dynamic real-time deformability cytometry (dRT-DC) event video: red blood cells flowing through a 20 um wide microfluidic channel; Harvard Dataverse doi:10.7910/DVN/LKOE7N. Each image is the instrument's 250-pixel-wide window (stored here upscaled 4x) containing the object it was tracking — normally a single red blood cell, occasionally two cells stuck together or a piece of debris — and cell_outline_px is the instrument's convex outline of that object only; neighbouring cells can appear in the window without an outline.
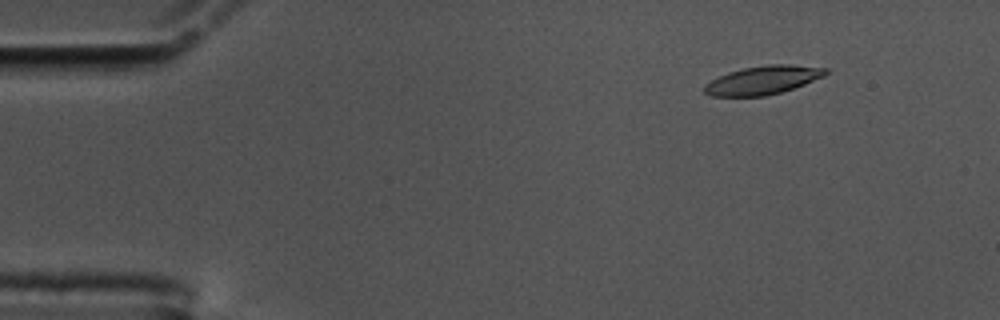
{"species": "common noctule bat (a hibernating species)", "species_latin": "Nyctalus noctula", "temperature_condition": "cold", "stored_images_in_passage": 54, "camera_frame_rate_fps": 3000, "um_per_image_px": 0.085, "animal": {"sex": "male", "body_mass_g": 17.5, "forearm_length_mm": 52.3}, "frame": {"image": 1, "passage_image": 3, "time_ms": 0.667, "image_size_px": [1000, 320], "cell_outline_px": [[828, 72], [824, 76], [804, 84], [780, 92], [764, 96], [712, 96], [704, 92], [704, 84], [728, 72], [744, 68], [768, 64], [792, 64], [828, 68]], "centroid_in_image_um": [64.86, 6.8], "position_along_channel_um": 20.1, "area_um2": 20.0}}
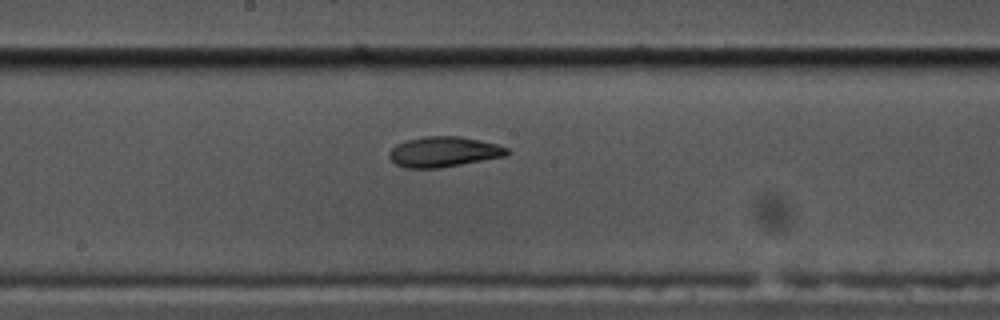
{"frame": {"image": 2, "passage_image": 27, "time_ms": 8.667, "image_size_px": [1000, 320], "cell_outline_px": [[512, 152], [508, 156], [440, 168], [404, 168], [396, 164], [388, 156], [388, 152], [396, 144], [404, 140], [424, 136], [460, 136], [480, 140], [496, 144], [508, 148]], "centroid_in_image_um": [37.73, 12.9], "position_along_channel_um": 210.5, "area_um2": 21.15}}
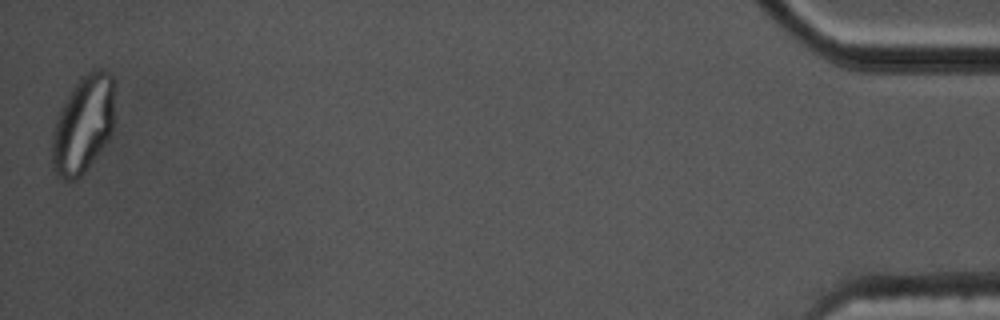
{"frame": {"image": 3, "passage_image": 54, "time_ms": 17.667, "image_size_px": [1000, 320], "cell_outline_px": [[112, 132], [108, 140], [84, 172], [76, 180], [64, 180], [56, 176], [52, 168], [52, 136], [56, 116], [60, 108], [72, 88], [92, 68], [104, 68], [112, 72]], "centroid_in_image_um": [7.03, 10.59], "position_along_channel_um": 428.2, "area_um2": 35.43}, "authors_computed_cell_mechanics": {"area_um2": 20.8947, "velocity_mm_per_s": 3.4441, "shape_relaxation_time_tau1_ms": 10.0406, "shape_relaxation_time_tau2_ms": 2.4201, "deformation_change_tau1": 0.2765, "deformation_change_tau2": 0.0818}}